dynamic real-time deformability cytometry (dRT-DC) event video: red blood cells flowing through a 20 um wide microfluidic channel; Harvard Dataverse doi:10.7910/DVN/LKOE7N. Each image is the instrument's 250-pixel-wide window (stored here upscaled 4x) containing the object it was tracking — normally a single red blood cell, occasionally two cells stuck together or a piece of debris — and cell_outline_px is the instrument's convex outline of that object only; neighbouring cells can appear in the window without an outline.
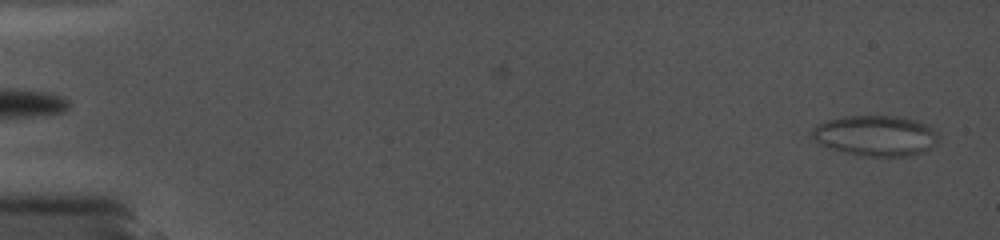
{"species": "common noctule bat (a hibernating species)", "species_latin": "Nyctalus noctula", "temperature_condition": "cold", "stored_images_in_passage": 7, "camera_frame_rate_fps": 5000, "um_per_image_px": 0.085, "animal": {"sex": "female", "body_mass_g": 19.0, "forearm_length_mm": 56.7}, "frame": {"image": 1, "passage_image": 2, "time_ms": 0.4, "image_size_px": [1000, 240], "cell_outline_px": [[936, 144], [924, 152], [904, 156], [860, 156], [844, 152], [820, 144], [812, 140], [808, 136], [812, 128], [816, 124], [828, 120], [844, 116], [900, 116], [916, 120], [932, 128], [936, 132]], "centroid_in_image_um": [74.36, 11.53], "position_along_channel_um": 10.6, "area_um2": 30.0}}